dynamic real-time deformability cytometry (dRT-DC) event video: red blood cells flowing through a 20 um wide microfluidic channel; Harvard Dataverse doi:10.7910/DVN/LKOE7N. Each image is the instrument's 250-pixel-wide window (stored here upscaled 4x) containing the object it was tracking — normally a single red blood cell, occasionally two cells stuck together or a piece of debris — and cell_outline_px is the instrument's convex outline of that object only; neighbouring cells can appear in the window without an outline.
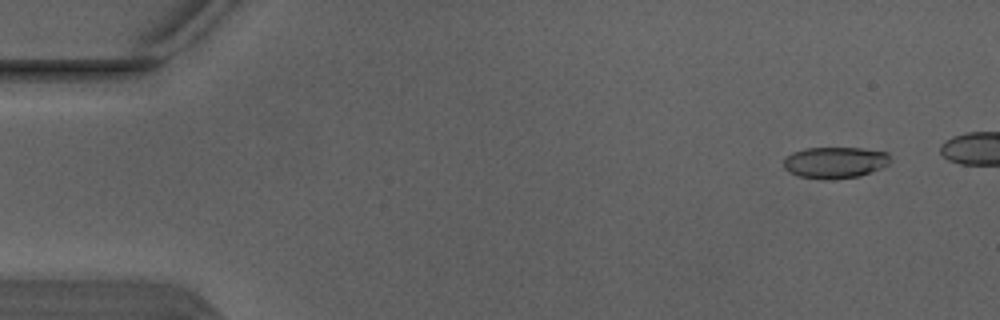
{"species": "Egyptian fruit bat (a non-hibernating species)", "species_latin": "Rousettus aegyptiacus", "temperature_condition": "warm", "stored_images_in_passage": 3, "camera_frame_rate_fps": 3000, "um_per_image_px": 0.085, "animal": {"sex": "male"}, "frame": {"image": 1, "passage_image": 1, "time_ms": 0.0, "image_size_px": [1000, 320], "cell_outline_px": [[892, 160], [888, 164], [880, 168], [860, 176], [828, 180], [824, 180], [800, 176], [788, 172], [784, 168], [784, 160], [792, 152], [804, 148], [860, 148], [888, 152]], "centroid_in_image_um": [70.98, 13.81], "position_along_channel_um": 14.0, "area_um2": 19.59}}